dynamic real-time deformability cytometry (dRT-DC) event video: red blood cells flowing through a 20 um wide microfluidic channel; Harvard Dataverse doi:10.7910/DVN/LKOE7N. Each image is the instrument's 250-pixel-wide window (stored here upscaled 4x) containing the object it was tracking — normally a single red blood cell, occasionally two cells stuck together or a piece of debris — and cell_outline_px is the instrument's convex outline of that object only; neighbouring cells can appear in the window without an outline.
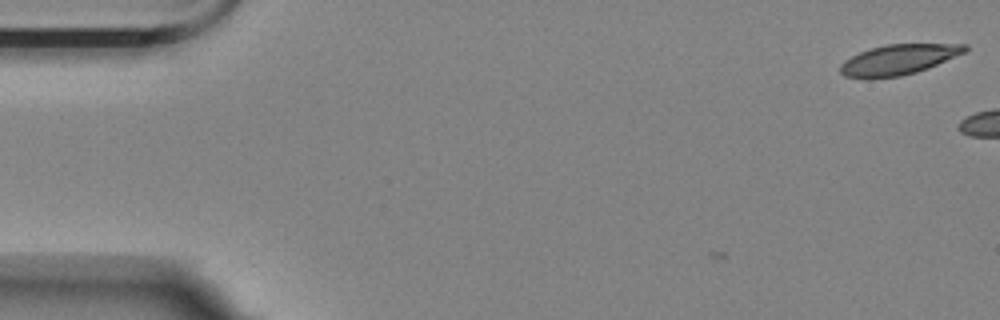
{"species": "Egyptian fruit bat (a non-hibernating species)", "species_latin": "Rousettus aegyptiacus", "temperature_condition": "room temperature", "stored_images_in_passage": 2, "camera_frame_rate_fps": 3000, "um_per_image_px": 0.085, "animal": {"sex": "female"}, "frame": {"image": 1, "passage_image": 2, "time_ms": 0.333, "image_size_px": [1000, 320], "cell_outline_px": [[968, 48], [964, 52], [928, 68], [916, 72], [900, 76], [872, 80], [864, 80], [844, 76], [840, 72], [840, 64], [844, 60], [860, 52], [872, 48], [888, 44], [968, 44]], "centroid_in_image_um": [76.3, 5.1], "position_along_channel_um": 8.7, "area_um2": 22.14}}